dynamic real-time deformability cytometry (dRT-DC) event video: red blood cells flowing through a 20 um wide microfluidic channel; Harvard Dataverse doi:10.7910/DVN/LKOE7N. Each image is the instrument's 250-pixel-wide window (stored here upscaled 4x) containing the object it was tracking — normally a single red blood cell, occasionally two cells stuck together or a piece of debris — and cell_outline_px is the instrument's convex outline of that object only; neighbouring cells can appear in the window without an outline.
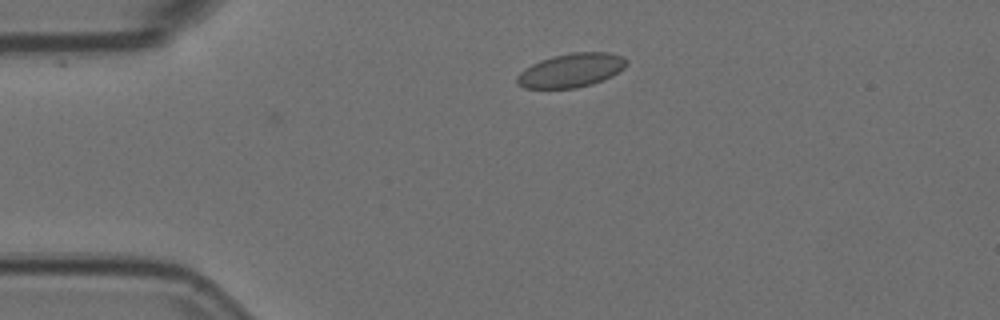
{"species": "Egyptian fruit bat (a non-hibernating species)", "species_latin": "Rousettus aegyptiacus", "temperature_condition": "room temperature", "stored_images_in_passage": 4, "camera_frame_rate_fps": 3000, "um_per_image_px": 0.085, "animal": {"sex": "female"}, "frame": {"image": 1, "passage_image": 4, "time_ms": 1.0, "image_size_px": [1000, 320], "cell_outline_px": [[628, 64], [624, 68], [612, 76], [592, 84], [576, 88], [524, 88], [516, 84], [516, 76], [524, 68], [540, 60], [552, 56], [572, 52], [608, 52], [624, 56], [628, 60]], "centroid_in_image_um": [48.55, 5.97], "position_along_channel_um": 36.5, "area_um2": 21.85}}